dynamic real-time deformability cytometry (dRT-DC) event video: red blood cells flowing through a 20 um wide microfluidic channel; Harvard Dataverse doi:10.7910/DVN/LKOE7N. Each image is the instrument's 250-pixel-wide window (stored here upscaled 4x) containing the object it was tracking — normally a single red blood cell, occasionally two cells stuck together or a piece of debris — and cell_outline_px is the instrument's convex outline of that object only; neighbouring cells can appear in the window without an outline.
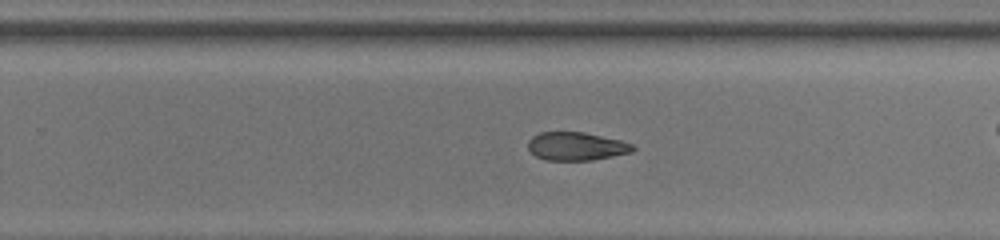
{"species": "common noctule bat (a hibernating species)", "species_latin": "Nyctalus noctula", "temperature_condition": "room temperature", "stored_images_in_passage": 31, "camera_frame_rate_fps": 3000, "um_per_image_px": 0.085, "animal": {"sex": "male", "body_mass_g": 13.0, "forearm_length_mm": 53.1}, "frame": {"image": 1, "passage_image": 14, "time_ms": 4.333, "image_size_px": [1000, 240], "cell_outline_px": [[636, 148], [632, 152], [592, 160], [544, 160], [536, 156], [528, 148], [528, 140], [532, 136], [540, 132], [584, 132], [620, 140], [632, 144]], "centroid_in_image_um": [48.97, 12.43], "position_along_channel_um": 280.8, "area_um2": 17.22}, "authors_computed_cell_mechanics": {"area_um2": 18.8428, "velocity_mm_per_s": 4.0155, "shape_relaxation_time_tau1_ms": 1.9528, "shape_relaxation_time_tau2_ms": 6.6276, "deformation_change_tau1": 0.1261, "deformation_change_tau2": 0.1275}}